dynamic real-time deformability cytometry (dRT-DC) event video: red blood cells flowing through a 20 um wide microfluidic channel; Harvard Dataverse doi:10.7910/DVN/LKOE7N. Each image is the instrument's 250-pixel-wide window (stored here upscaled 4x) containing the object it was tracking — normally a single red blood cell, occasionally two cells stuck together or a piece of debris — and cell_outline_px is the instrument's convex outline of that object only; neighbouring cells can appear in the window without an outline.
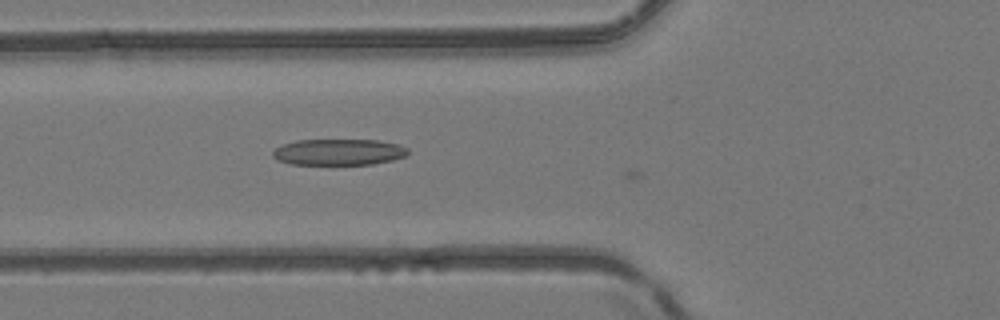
{"species": "common noctule bat (a hibernating species)", "species_latin": "Nyctalus noctula", "temperature_condition": "room temperature", "stored_images_in_passage": 18, "camera_frame_rate_fps": 3000, "um_per_image_px": 0.085, "animal": {"sex": "female", "body_mass_g": 24.6, "forearm_length_mm": 56.2}, "frame": {"image": 1, "passage_image": 17, "time_ms": 5.333, "image_size_px": [1000, 320], "cell_outline_px": [[408, 152], [404, 156], [392, 160], [372, 164], [292, 164], [276, 160], [272, 156], [272, 152], [276, 148], [284, 144], [296, 140], [380, 140], [400, 144], [408, 148]], "centroid_in_image_um": [28.79, 12.92], "position_along_channel_um": 97.0, "area_um2": 20.63}}